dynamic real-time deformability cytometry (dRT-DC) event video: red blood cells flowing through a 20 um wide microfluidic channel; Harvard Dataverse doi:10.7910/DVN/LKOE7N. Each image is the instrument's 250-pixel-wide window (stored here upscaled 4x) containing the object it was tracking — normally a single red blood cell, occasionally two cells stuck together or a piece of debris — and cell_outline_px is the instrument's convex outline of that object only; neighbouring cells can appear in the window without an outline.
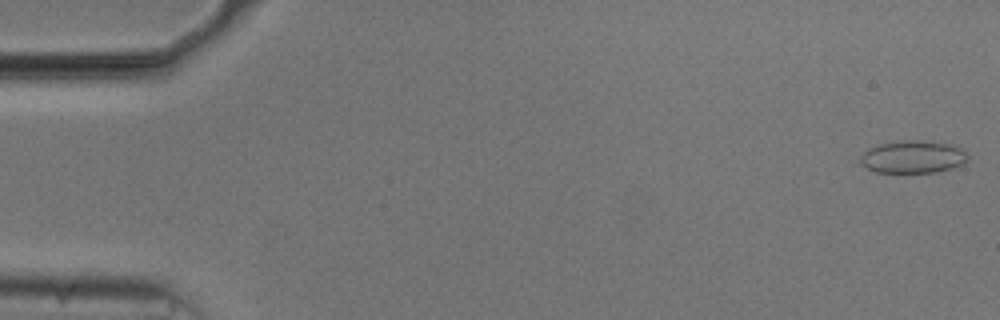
{"species": "common noctule bat (a hibernating species)", "species_latin": "Nyctalus noctula", "temperature_condition": "cold", "stored_images_in_passage": 14, "camera_frame_rate_fps": 3000, "um_per_image_px": 0.085, "animal": {"sex": "male", "body_mass_g": 20.5, "forearm_length_mm": 52.5}, "frame": {"image": 1, "passage_image": 1, "time_ms": 0.0, "image_size_px": [1000, 320], "cell_outline_px": [[968, 160], [964, 164], [952, 168], [936, 172], [876, 172], [860, 164], [860, 156], [868, 148], [876, 144], [904, 140], [920, 140], [952, 144], [964, 148], [968, 152]], "centroid_in_image_um": [77.64, 13.32], "position_along_channel_um": 7.4, "area_um2": 20.75}}
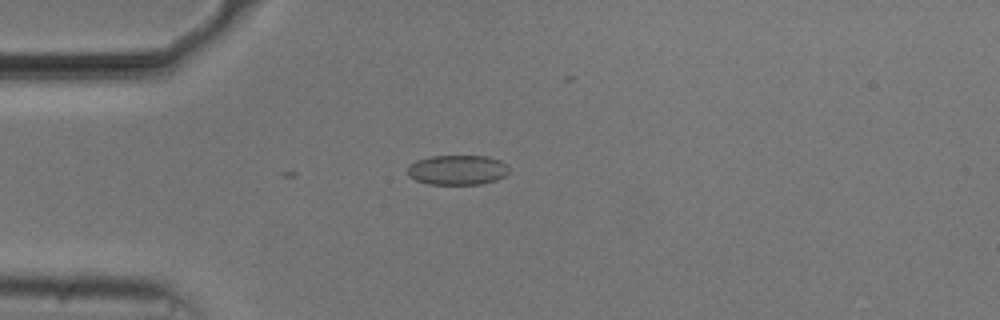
{"frame": {"image": 2, "passage_image": 14, "time_ms": 4.333, "image_size_px": [1000, 320], "cell_outline_px": [[508, 172], [504, 176], [496, 180], [480, 184], [428, 184], [416, 180], [408, 176], [408, 168], [416, 160], [428, 156], [488, 156], [500, 160], [508, 164]], "centroid_in_image_um": [38.89, 14.44], "position_along_channel_um": 46.1, "area_um2": 17.69}}